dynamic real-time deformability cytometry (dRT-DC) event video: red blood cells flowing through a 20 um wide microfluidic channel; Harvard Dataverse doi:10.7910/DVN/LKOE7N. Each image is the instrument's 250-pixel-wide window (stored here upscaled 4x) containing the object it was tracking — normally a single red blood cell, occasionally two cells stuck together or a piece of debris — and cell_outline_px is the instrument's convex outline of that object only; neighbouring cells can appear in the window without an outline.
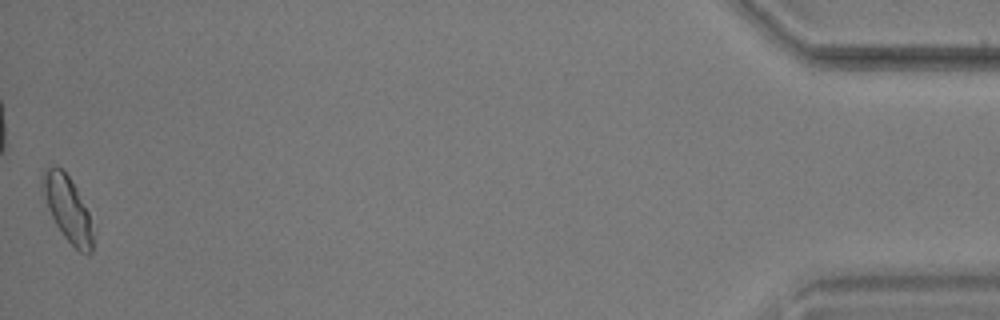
{"species": "common noctule bat (a hibernating species)", "species_latin": "Nyctalus noctula", "temperature_condition": "warm", "stored_images_in_passage": 57, "camera_frame_rate_fps": 3000, "um_per_image_px": 0.085, "animal": {"sex": "male", "body_mass_g": 17.9, "forearm_length_mm": 54.2}, "frame": {"image": 1, "passage_image": 57, "time_ms": 18.667, "image_size_px": [1000, 320], "cell_outline_px": [[96, 232], [92, 252], [88, 256], [80, 252], [64, 236], [56, 224], [48, 208], [40, 188], [44, 168], [52, 164], [56, 164], [68, 176], [76, 188], [88, 212]], "centroid_in_image_um": [5.77, 17.76], "position_along_channel_um": 429.4, "area_um2": 19.54}, "authors_computed_cell_mechanics": {"area_um2": 17.5712, "velocity_mm_per_s": 3.5667, "shape_relaxation_time_tau1_ms": 5.1082, "shape_relaxation_time_tau2_ms": 5.3254, "deformation_change_tau1": 0.1299, "deformation_change_tau2": 0.1191}}